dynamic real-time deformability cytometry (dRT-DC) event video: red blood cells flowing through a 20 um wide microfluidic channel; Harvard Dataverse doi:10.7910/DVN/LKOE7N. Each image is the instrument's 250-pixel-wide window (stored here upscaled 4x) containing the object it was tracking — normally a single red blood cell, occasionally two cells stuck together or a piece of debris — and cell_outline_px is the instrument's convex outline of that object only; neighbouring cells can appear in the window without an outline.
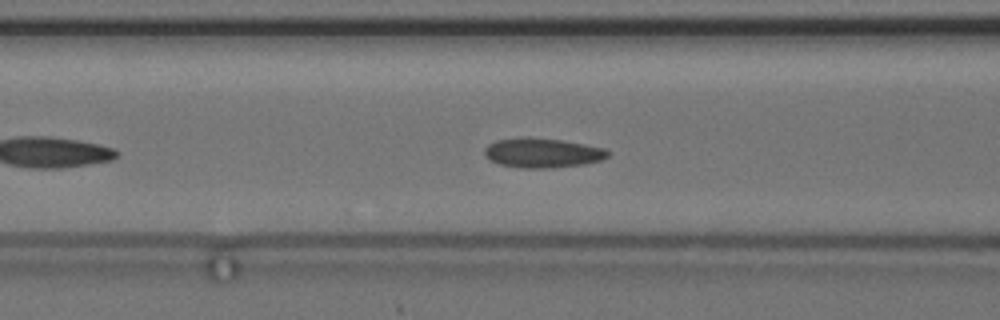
{"species": "common noctule bat (a hibernating species)", "species_latin": "Nyctalus noctula", "temperature_condition": "cold", "stored_images_in_passage": 34, "camera_frame_rate_fps": 3000, "um_per_image_px": 0.085, "animal": {"sex": "female", "body_mass_g": 24.6, "forearm_length_mm": 56.2}, "frame": {"image": 1, "passage_image": 7, "time_ms": 2.0, "image_size_px": [1000, 320], "cell_outline_px": [[612, 152], [608, 156], [600, 160], [584, 164], [552, 168], [524, 168], [500, 164], [484, 156], [484, 148], [488, 144], [496, 140], [560, 140], [584, 144], [604, 148]], "centroid_in_image_um": [46.16, 13.04], "position_along_channel_um": 120.4, "area_um2": 20.4}, "authors_computed_cell_mechanics": {"area_um2": 20.5768, "velocity_mm_per_s": 3.613, "shape_relaxation_time_tau1_ms": 5.7033, "shape_relaxation_time_tau2_ms": 1.4436, "deformation_change_tau1": 0.1096, "deformation_change_tau2": 0.0571}}